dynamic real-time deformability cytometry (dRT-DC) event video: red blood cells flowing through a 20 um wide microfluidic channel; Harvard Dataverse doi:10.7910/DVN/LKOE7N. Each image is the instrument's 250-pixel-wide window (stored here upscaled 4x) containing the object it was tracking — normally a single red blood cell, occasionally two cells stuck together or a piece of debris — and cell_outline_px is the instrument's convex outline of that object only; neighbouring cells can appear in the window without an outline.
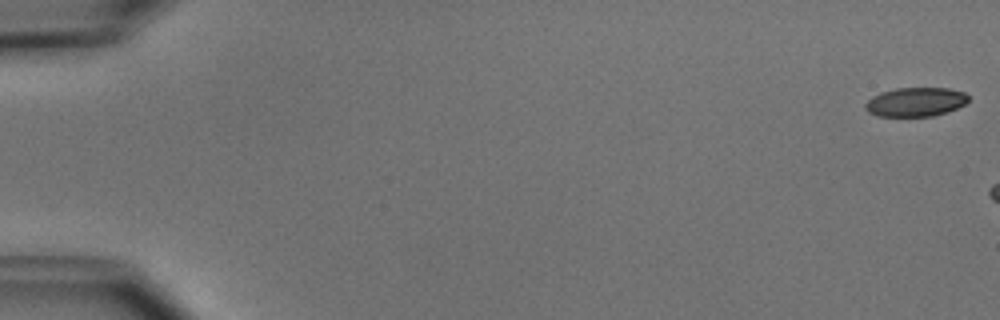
{"species": "common noctule bat (a hibernating species)", "species_latin": "Nyctalus noctula", "temperature_condition": "cold", "stored_images_in_passage": 3, "camera_frame_rate_fps": 3000, "um_per_image_px": 0.085, "animal": {"sex": "male", "body_mass_g": 15.6}, "frame": {"image": 1, "passage_image": 1, "time_ms": 0.0, "image_size_px": [1000, 320], "cell_outline_px": [[968, 100], [964, 104], [948, 112], [932, 116], [876, 116], [868, 112], [864, 108], [864, 104], [872, 96], [880, 92], [896, 88], [948, 88], [964, 92], [968, 96]], "centroid_in_image_um": [77.79, 8.66], "position_along_channel_um": 7.2, "area_um2": 17.51}}